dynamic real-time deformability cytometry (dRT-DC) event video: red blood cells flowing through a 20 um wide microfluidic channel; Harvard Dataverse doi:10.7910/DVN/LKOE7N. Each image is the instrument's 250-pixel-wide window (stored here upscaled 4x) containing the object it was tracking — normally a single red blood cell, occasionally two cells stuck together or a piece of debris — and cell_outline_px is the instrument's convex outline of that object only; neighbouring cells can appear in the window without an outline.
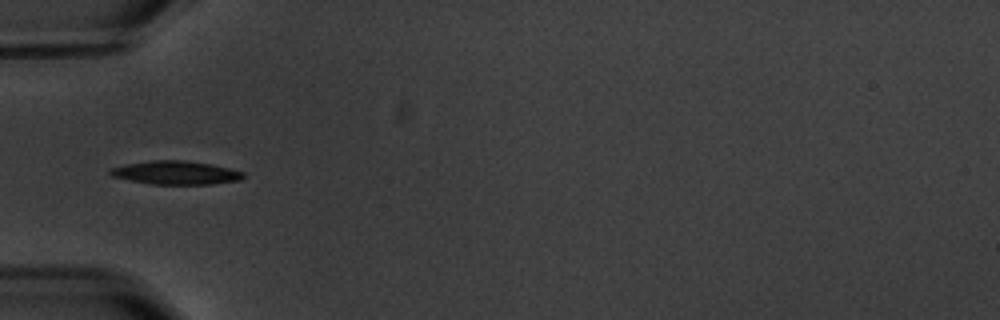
{"species": "common noctule bat (a hibernating species)", "species_latin": "Nyctalus noctula", "temperature_condition": "warm", "stored_images_in_passage": 8, "camera_frame_rate_fps": 3000, "um_per_image_px": 0.085, "animal": {"sex": "male", "body_mass_g": 20.1, "forearm_length_mm": 53.5}, "frame": {"image": 1, "passage_image": 5, "time_ms": 6.0, "image_size_px": [1000, 320], "cell_outline_px": [[244, 176], [240, 180], [212, 184], [152, 184], [112, 176], [108, 172], [108, 168], [128, 164], [152, 160], [184, 160], [212, 164], [244, 172]], "centroid_in_image_um": [14.95, 14.67], "position_along_channel_um": 70.1, "area_um2": 18.09}}
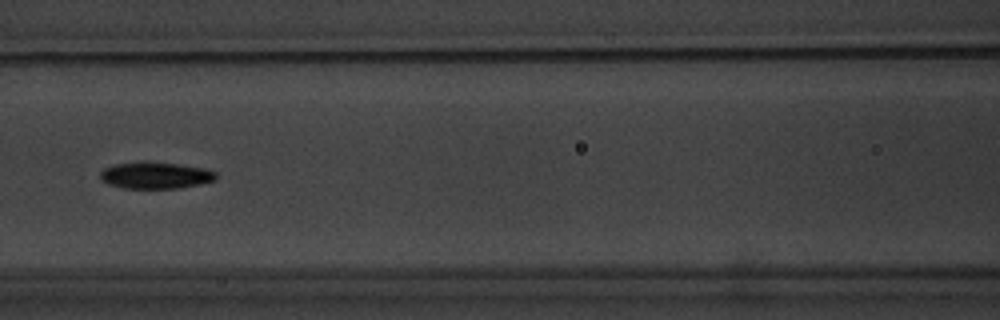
{"frame": {"image": 2, "passage_image": 7, "time_ms": 8.333, "image_size_px": [1000, 320], "cell_outline_px": [[216, 180], [200, 184], [180, 188], [124, 188], [108, 184], [100, 180], [100, 172], [104, 168], [116, 164], [144, 160], [148, 160], [204, 168], [216, 172]], "centroid_in_image_um": [13.19, 14.89], "position_along_channel_um": 153.4, "area_um2": 18.21}}
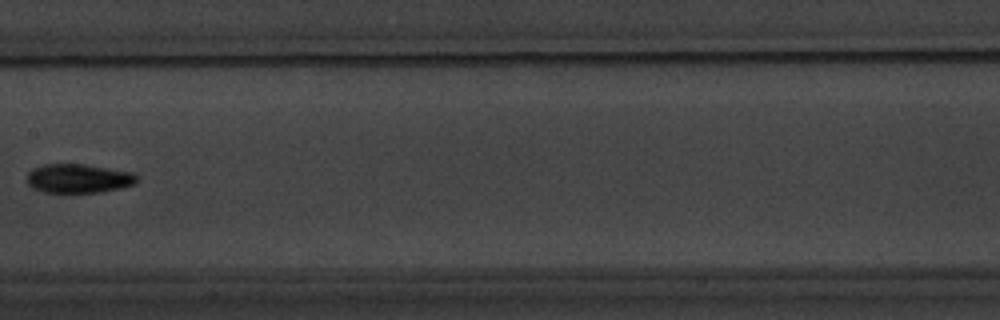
{"frame": {"image": 3, "passage_image": 8, "time_ms": 9.667, "image_size_px": [1000, 320], "cell_outline_px": [[136, 184], [120, 188], [100, 192], [60, 196], [44, 192], [32, 188], [28, 184], [28, 172], [32, 168], [44, 164], [84, 164], [136, 172]], "centroid_in_image_um": [6.65, 15.21], "position_along_channel_um": 200.8, "area_um2": 19.48}}